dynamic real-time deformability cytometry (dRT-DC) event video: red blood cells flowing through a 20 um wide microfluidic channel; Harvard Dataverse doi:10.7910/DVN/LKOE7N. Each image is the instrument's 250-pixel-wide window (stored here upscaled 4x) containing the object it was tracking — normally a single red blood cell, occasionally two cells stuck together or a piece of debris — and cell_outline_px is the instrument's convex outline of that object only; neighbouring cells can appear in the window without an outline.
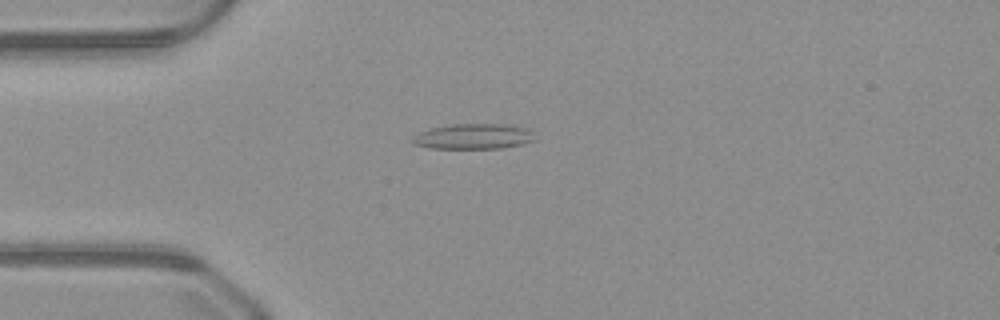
{"species": "common noctule bat (a hibernating species)", "species_latin": "Nyctalus noctula", "temperature_condition": "warm", "stored_images_in_passage": 44, "camera_frame_rate_fps": 3000, "um_per_image_px": 0.085, "animal": {"sex": "male", "body_mass_g": 23.1, "forearm_length_mm": 52.7}, "frame": {"image": 1, "passage_image": 7, "time_ms": 2.0, "image_size_px": [1000, 320], "cell_outline_px": [[536, 140], [524, 144], [500, 148], [432, 148], [412, 144], [412, 136], [420, 132], [432, 128], [452, 124], [500, 124], [528, 128], [532, 132]], "centroid_in_image_um": [40.25, 11.6], "position_along_channel_um": 44.7, "area_um2": 18.03}}
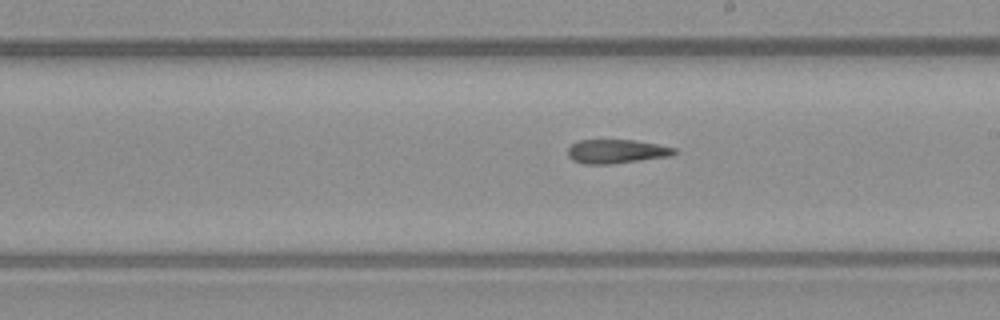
{"frame": {"image": 2, "passage_image": 22, "time_ms": 7.0, "image_size_px": [1000, 320], "cell_outline_px": [[676, 152], [672, 156], [612, 164], [584, 164], [572, 160], [568, 156], [568, 148], [572, 144], [580, 140], [636, 140], [676, 148]], "centroid_in_image_um": [52.4, 12.87], "position_along_channel_um": 236.6, "area_um2": 14.91}}
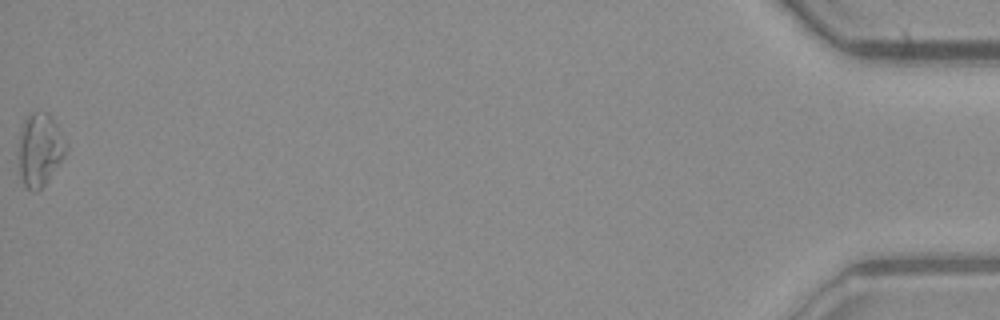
{"frame": {"image": 3, "passage_image": 44, "time_ms": 14.333, "image_size_px": [1000, 320], "cell_outline_px": [[68, 148], [64, 156], [44, 184], [36, 192], [32, 192], [24, 184], [20, 172], [16, 152], [20, 128], [28, 112], [48, 112]], "centroid_in_image_um": [3.31, 12.7], "position_along_channel_um": 431.9, "area_um2": 20.11}}